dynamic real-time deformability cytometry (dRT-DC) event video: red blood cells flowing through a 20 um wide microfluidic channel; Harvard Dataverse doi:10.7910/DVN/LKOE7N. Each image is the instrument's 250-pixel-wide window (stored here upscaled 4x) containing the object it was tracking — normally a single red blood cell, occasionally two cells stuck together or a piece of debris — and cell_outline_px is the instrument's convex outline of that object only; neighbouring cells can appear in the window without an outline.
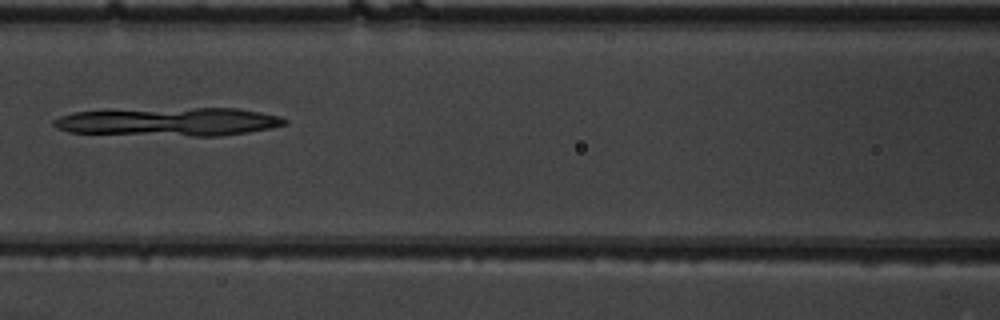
{"species": "common noctule bat (a hibernating species)", "species_latin": "Nyctalus noctula", "temperature_condition": "warm", "stored_images_in_passage": 7, "camera_frame_rate_fps": 3000, "um_per_image_px": 0.085, "animal": {"sex": "male", "body_mass_g": 19.5, "forearm_length_mm": 54.6}, "frame": {"image": 1, "passage_image": 6, "time_ms": 1.667, "image_size_px": [1000, 320], "cell_outline_px": [[288, 124], [248, 132], [220, 136], [192, 136], [68, 132], [56, 128], [52, 124], [52, 120], [60, 116], [72, 112], [196, 108], [236, 108], [280, 116], [288, 120]], "centroid_in_image_um": [14.39, 10.36], "position_along_channel_um": 152.2, "area_um2": 37.69}}
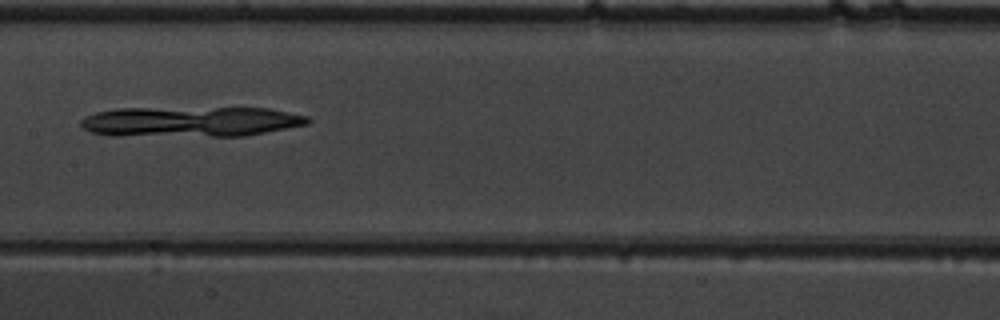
{"frame": {"image": 2, "passage_image": 7, "time_ms": 2.0, "image_size_px": [1000, 320], "cell_outline_px": [[312, 120], [308, 124], [244, 136], [112, 136], [92, 132], [84, 128], [80, 124], [80, 120], [84, 116], [96, 112], [116, 108], [268, 108], [308, 116]], "centroid_in_image_um": [16.17, 10.34], "position_along_channel_um": 191.2, "area_um2": 40.29}}